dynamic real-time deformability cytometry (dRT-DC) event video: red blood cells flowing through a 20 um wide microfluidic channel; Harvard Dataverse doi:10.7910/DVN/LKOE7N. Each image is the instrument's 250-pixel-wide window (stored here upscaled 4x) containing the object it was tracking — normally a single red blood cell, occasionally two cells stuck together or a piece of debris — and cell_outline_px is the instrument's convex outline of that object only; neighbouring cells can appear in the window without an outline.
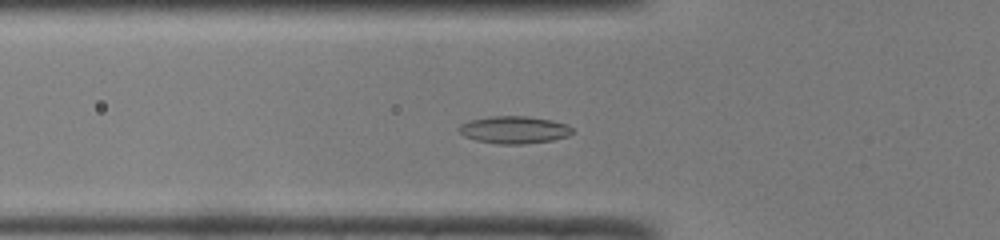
{"species": "common noctule bat (a hibernating species)", "species_latin": "Nyctalus noctula", "temperature_condition": "room temperature", "stored_images_in_passage": 45, "camera_frame_rate_fps": 3000, "um_per_image_px": 0.085, "animal": {"sex": "male", "body_mass_g": 19.0, "forearm_length_mm": 50.8}, "frame": {"image": 1, "passage_image": 13, "time_ms": 4.0, "image_size_px": [1000, 240], "cell_outline_px": [[572, 132], [568, 136], [552, 140], [524, 144], [496, 144], [476, 140], [464, 136], [456, 128], [460, 124], [468, 120], [492, 116], [528, 116], [552, 120], [568, 124], [572, 128]], "centroid_in_image_um": [43.68, 11.03], "position_along_channel_um": 82.1, "area_um2": 18.26}}
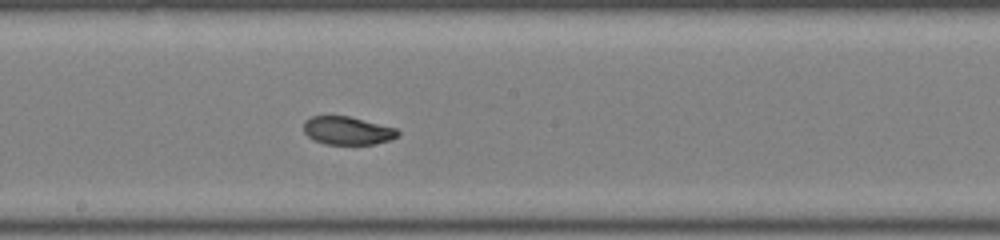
{"frame": {"image": 2, "passage_image": 23, "time_ms": 7.333, "image_size_px": [1000, 240], "cell_outline_px": [[400, 136], [392, 140], [376, 144], [324, 144], [312, 140], [304, 132], [304, 120], [312, 116], [348, 116], [396, 128], [400, 132]], "centroid_in_image_um": [29.55, 11.11], "position_along_channel_um": 218.7, "area_um2": 15.61}}
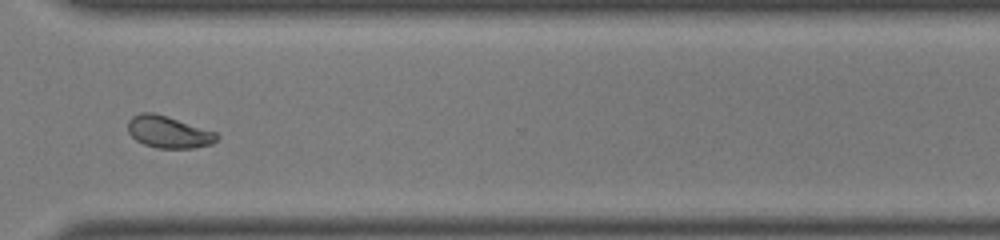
{"frame": {"image": 3, "passage_image": 33, "time_ms": 10.667, "image_size_px": [1000, 240], "cell_outline_px": [[220, 136], [212, 144], [192, 148], [156, 148], [144, 144], [136, 140], [128, 132], [128, 120], [132, 116], [140, 112], [152, 112], [216, 132]], "centroid_in_image_um": [14.3, 11.23], "position_along_channel_um": 356.3, "area_um2": 16.42}, "authors_computed_cell_mechanics": {"area_um2": 16.762, "velocity_mm_per_s": 4.1096, "shape_relaxation_time_tau1_ms": null, "shape_relaxation_time_tau2_ms": 1.9556, "deformation_change_tau1": null, "deformation_change_tau2": 0.0609}}